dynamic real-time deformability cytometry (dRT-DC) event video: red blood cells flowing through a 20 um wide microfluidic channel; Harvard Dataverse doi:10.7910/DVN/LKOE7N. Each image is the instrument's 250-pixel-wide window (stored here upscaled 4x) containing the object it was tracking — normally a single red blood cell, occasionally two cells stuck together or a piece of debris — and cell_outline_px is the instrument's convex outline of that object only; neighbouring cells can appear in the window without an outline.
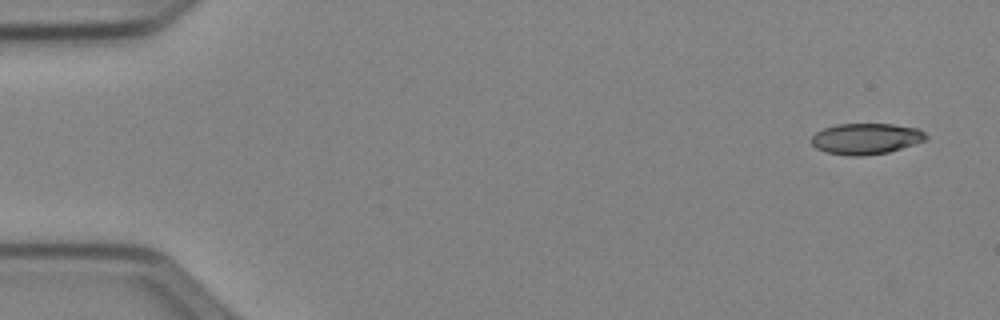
{"species": "Egyptian fruit bat (a non-hibernating species)", "species_latin": "Rousettus aegyptiacus", "temperature_condition": "cold", "stored_images_in_passage": 5, "camera_frame_rate_fps": 3000, "um_per_image_px": 0.085, "animal": {"sex": "female"}, "frame": {"image": 1, "passage_image": 1, "time_ms": 0.0, "image_size_px": [1000, 320], "cell_outline_px": [[928, 140], [888, 152], [864, 156], [848, 156], [828, 152], [816, 148], [812, 144], [812, 136], [816, 132], [824, 128], [836, 124], [892, 124], [916, 128], [924, 132], [928, 136]], "centroid_in_image_um": [73.63, 11.79], "position_along_channel_um": 11.4, "area_um2": 20.69}}